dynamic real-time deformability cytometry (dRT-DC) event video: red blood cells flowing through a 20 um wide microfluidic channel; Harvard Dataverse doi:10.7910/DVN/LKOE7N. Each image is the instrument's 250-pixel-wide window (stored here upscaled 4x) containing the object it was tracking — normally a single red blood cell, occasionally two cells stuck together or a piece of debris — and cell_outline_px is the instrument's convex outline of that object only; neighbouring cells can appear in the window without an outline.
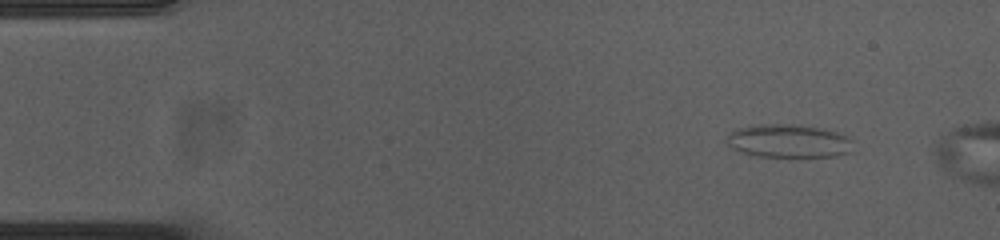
{"species": "common noctule bat (a hibernating species)", "species_latin": "Nyctalus noctula", "temperature_condition": "cold", "stored_images_in_passage": 10, "camera_frame_rate_fps": 3000, "um_per_image_px": 0.085, "animal": {"sex": "female", "body_mass_g": 23.0, "forearm_length_mm": 53.4}, "frame": {"image": 1, "passage_image": 4, "time_ms": 1.0, "image_size_px": [1000, 240], "cell_outline_px": [[852, 152], [836, 156], [760, 156], [744, 152], [732, 148], [724, 144], [724, 140], [732, 132], [740, 128], [776, 124], [812, 128], [844, 136], [852, 140]], "centroid_in_image_um": [66.99, 12.03], "position_along_channel_um": 18.0, "area_um2": 23.29}}